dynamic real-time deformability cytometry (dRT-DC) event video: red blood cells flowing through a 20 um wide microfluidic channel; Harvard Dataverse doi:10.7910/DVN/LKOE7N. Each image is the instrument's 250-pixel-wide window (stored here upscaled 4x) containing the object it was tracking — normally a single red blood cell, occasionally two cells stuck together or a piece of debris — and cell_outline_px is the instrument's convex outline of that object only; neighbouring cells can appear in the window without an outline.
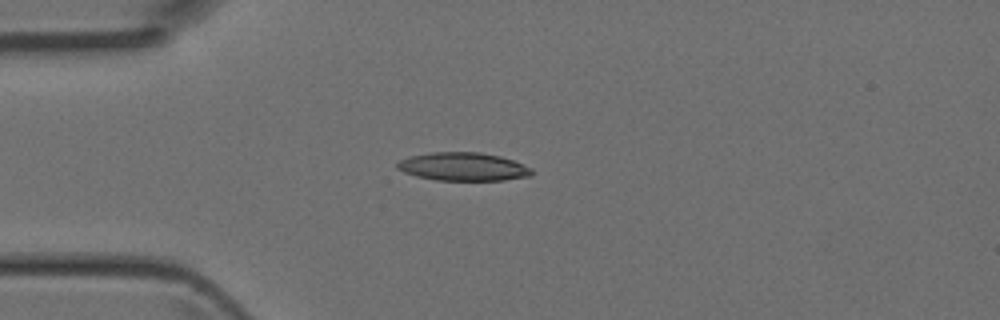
{"species": "Egyptian fruit bat (a non-hibernating species)", "species_latin": "Rousettus aegyptiacus", "temperature_condition": "room temperature", "stored_images_in_passage": 4, "camera_frame_rate_fps": 3000, "um_per_image_px": 0.085, "animal": {"sex": "female"}, "frame": {"image": 1, "passage_image": 3, "time_ms": 0.667, "image_size_px": [1000, 320], "cell_outline_px": [[532, 176], [504, 180], [436, 180], [416, 176], [404, 172], [396, 168], [396, 164], [400, 160], [408, 156], [432, 152], [480, 152], [500, 156], [512, 160], [532, 168]], "centroid_in_image_um": [39.35, 14.16], "position_along_channel_um": 45.6, "area_um2": 22.2}}